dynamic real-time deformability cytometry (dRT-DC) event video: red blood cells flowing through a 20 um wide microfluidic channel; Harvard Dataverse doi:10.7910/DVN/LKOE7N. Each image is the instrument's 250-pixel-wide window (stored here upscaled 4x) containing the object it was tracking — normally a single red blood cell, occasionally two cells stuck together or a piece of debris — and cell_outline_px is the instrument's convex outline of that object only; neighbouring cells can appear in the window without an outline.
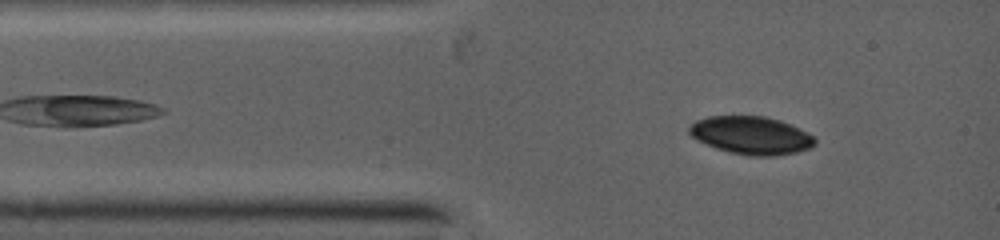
{"species": "common noctule bat (a hibernating species)", "species_latin": "Nyctalus noctula", "temperature_condition": "warm", "stored_images_in_passage": 23, "camera_frame_rate_fps": 5000, "um_per_image_px": 0.085, "animal": {"sex": "female", "body_mass_g": 19.0, "forearm_length_mm": 53.3}, "frame": {"image": 1, "passage_image": 5, "time_ms": 0.8, "image_size_px": [1000, 240], "cell_outline_px": [[816, 144], [808, 148], [796, 152], [772, 156], [752, 156], [732, 152], [716, 148], [692, 136], [688, 132], [688, 128], [696, 120], [712, 116], [764, 116], [780, 120], [812, 136], [816, 140]], "centroid_in_image_um": [63.84, 11.5], "position_along_channel_um": 21.2, "area_um2": 27.17}}
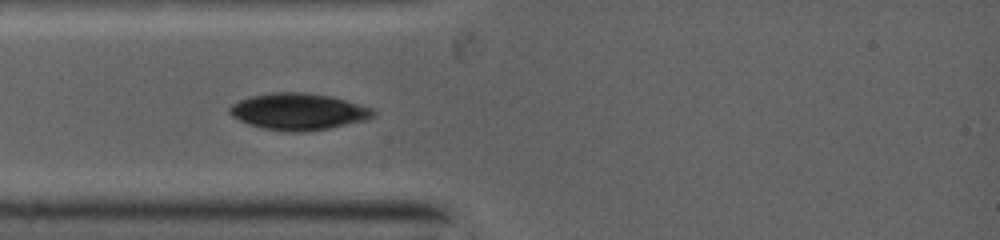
{"frame": {"image": 2, "passage_image": 13, "time_ms": 2.2, "image_size_px": [1000, 240], "cell_outline_px": [[376, 112], [372, 116], [364, 120], [328, 128], [292, 132], [264, 128], [248, 124], [232, 116], [228, 112], [228, 108], [232, 104], [240, 100], [252, 96], [272, 92], [300, 92], [328, 96], [344, 100], [372, 108]], "centroid_in_image_um": [25.31, 9.47], "position_along_channel_um": 59.7, "area_um2": 30.0}}
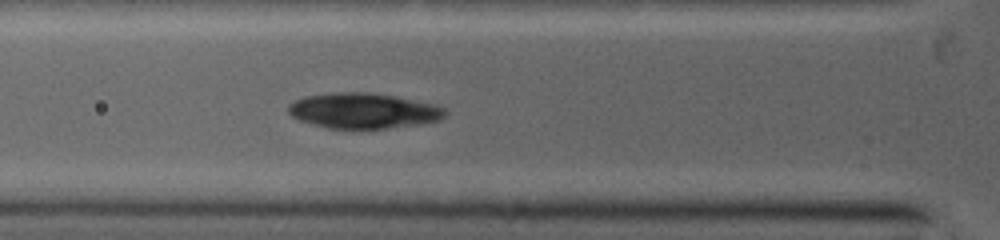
{"frame": {"image": 3, "passage_image": 17, "time_ms": 3.0, "image_size_px": [1000, 240], "cell_outline_px": [[444, 116], [436, 120], [416, 124], [384, 128], [328, 128], [300, 120], [292, 116], [288, 112], [288, 108], [296, 100], [304, 96], [348, 92], [368, 92], [392, 96], [432, 104], [444, 108]], "centroid_in_image_um": [30.84, 9.41], "position_along_channel_um": 95.0, "area_um2": 31.33}}